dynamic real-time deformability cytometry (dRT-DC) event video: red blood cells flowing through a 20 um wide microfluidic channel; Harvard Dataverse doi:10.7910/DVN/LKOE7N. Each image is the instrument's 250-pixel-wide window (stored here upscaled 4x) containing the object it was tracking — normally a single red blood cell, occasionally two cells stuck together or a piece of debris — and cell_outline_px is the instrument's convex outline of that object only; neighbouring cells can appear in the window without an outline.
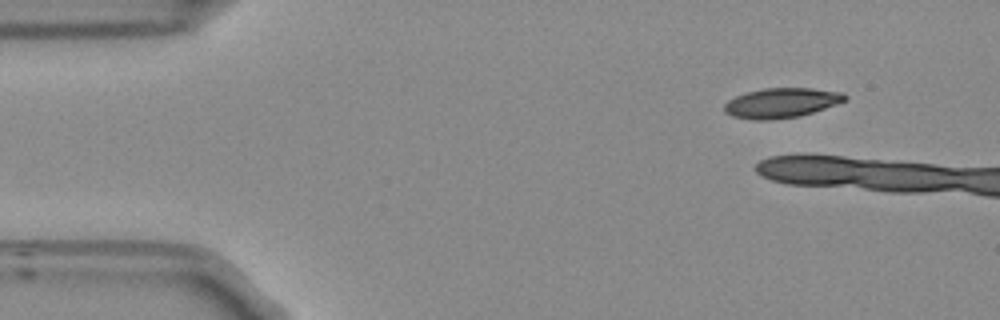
{"species": "Egyptian fruit bat (a non-hibernating species)", "species_latin": "Rousettus aegyptiacus", "temperature_condition": "room temperature", "stored_images_in_passage": 7, "camera_frame_rate_fps": 3000, "um_per_image_px": 0.085, "frame": {"image": 1, "passage_image": 1, "time_ms": 0.0, "image_size_px": [1000, 320], "cell_outline_px": [[848, 96], [844, 100], [836, 104], [800, 116], [768, 120], [752, 120], [732, 116], [724, 112], [724, 104], [728, 100], [736, 96], [748, 92], [764, 88], [812, 88], [844, 92]], "centroid_in_image_um": [66.4, 8.74], "position_along_channel_um": 18.6, "area_um2": 20.92}}